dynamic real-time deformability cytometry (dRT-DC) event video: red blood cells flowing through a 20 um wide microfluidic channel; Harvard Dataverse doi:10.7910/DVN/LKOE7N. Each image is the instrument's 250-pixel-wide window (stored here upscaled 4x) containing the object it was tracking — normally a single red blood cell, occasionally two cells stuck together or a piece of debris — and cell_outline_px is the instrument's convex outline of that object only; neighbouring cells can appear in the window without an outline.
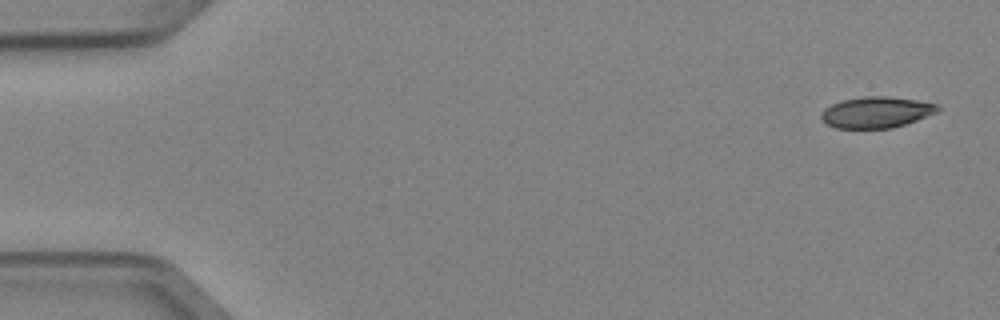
{"species": "Egyptian fruit bat (a non-hibernating species)", "species_latin": "Rousettus aegyptiacus", "temperature_condition": "cold", "stored_images_in_passage": 6, "camera_frame_rate_fps": 3000, "um_per_image_px": 0.085, "animal": {"sex": "female"}, "frame": {"image": 1, "passage_image": 1, "time_ms": 0.0, "image_size_px": [1000, 320], "cell_outline_px": [[940, 108], [936, 112], [916, 120], [892, 128], [836, 128], [828, 124], [820, 116], [820, 112], [824, 108], [840, 100], [864, 96], [884, 96], [916, 100], [936, 104]], "centroid_in_image_um": [74.44, 9.54], "position_along_channel_um": 10.6, "area_um2": 20.92}}
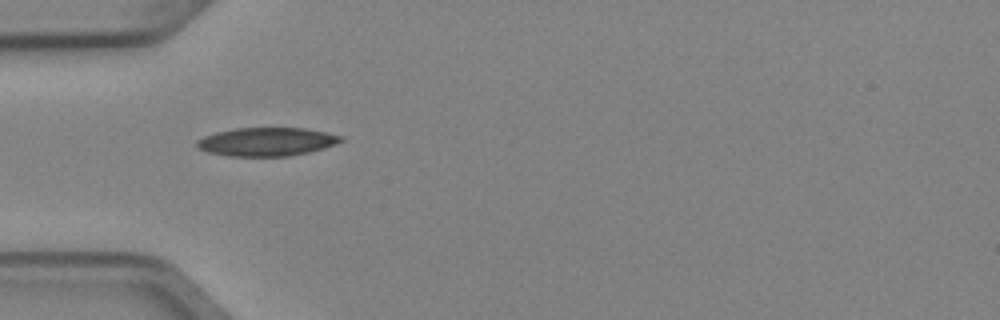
{"frame": {"image": 2, "passage_image": 5, "time_ms": 1.333, "image_size_px": [1000, 320], "cell_outline_px": [[344, 140], [336, 144], [324, 148], [308, 152], [288, 156], [228, 156], [208, 152], [200, 148], [196, 144], [196, 140], [204, 136], [216, 132], [236, 128], [304, 128], [328, 132], [344, 136]], "centroid_in_image_um": [22.71, 12.04], "position_along_channel_um": 62.3, "area_um2": 23.93}}
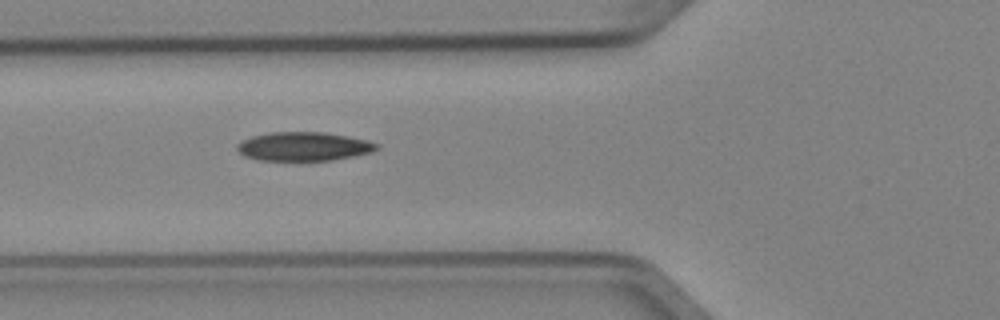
{"frame": {"image": 3, "passage_image": 6, "time_ms": 1.667, "image_size_px": [1000, 320], "cell_outline_px": [[380, 148], [372, 152], [332, 160], [260, 160], [244, 156], [236, 148], [236, 144], [252, 136], [272, 132], [324, 132], [348, 136], [380, 144]], "centroid_in_image_um": [25.82, 12.44], "position_along_channel_um": 100.0, "area_um2": 23.29}}